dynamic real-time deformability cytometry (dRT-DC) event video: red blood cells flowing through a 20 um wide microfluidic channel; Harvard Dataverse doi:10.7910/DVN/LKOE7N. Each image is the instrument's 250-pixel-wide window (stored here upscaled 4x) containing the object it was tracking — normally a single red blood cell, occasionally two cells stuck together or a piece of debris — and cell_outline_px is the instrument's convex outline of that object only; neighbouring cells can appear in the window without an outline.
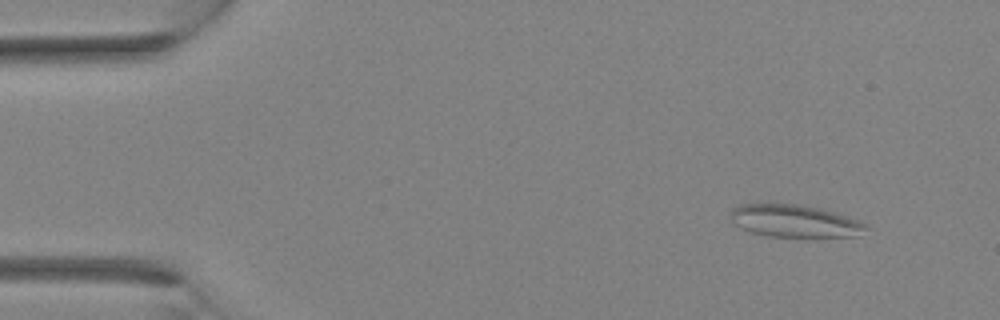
{"species": "Egyptian fruit bat (a non-hibernating species)", "species_latin": "Rousettus aegyptiacus", "temperature_condition": "room temperature", "stored_images_in_passage": 3, "camera_frame_rate_fps": 3000, "um_per_image_px": 0.085, "animal": {"sex": "female"}, "frame": {"image": 1, "passage_image": 1, "time_ms": 0.0, "image_size_px": [1000, 320], "cell_outline_px": [[868, 228], [860, 236], [768, 236], [752, 232], [736, 224], [728, 216], [732, 208], [740, 204], [800, 204], [820, 208], [860, 220], [868, 224]], "centroid_in_image_um": [67.57, 18.77], "position_along_channel_um": 17.4, "area_um2": 25.49}}